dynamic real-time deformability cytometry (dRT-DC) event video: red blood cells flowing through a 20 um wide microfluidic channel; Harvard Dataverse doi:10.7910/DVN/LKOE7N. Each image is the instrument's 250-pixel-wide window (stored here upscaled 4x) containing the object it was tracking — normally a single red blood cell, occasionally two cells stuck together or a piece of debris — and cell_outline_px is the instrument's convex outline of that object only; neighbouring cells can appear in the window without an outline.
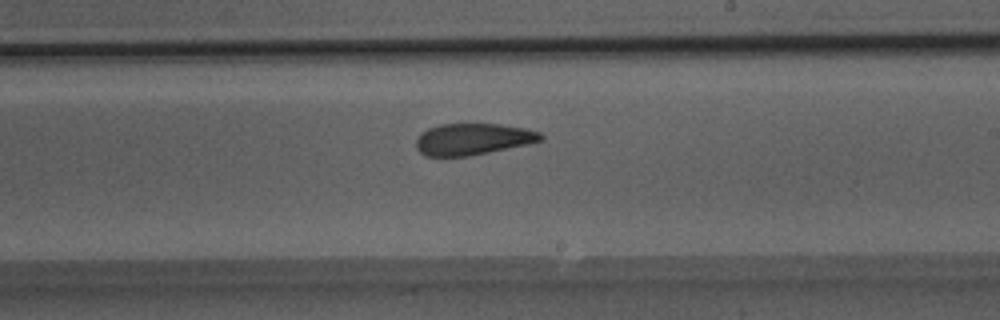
{"species": "Egyptian fruit bat (a non-hibernating species)", "species_latin": "Rousettus aegyptiacus", "temperature_condition": "room temperature", "stored_images_in_passage": 35, "camera_frame_rate_fps": 3000, "um_per_image_px": 0.085, "animal": {"sex": "male"}, "frame": {"image": 1, "passage_image": 22, "time_ms": 7.0, "image_size_px": [1000, 320], "cell_outline_px": [[544, 140], [528, 144], [468, 156], [424, 156], [416, 148], [416, 140], [420, 132], [428, 128], [440, 124], [500, 124], [524, 128], [540, 132], [544, 136]], "centroid_in_image_um": [40.18, 11.82], "position_along_channel_um": 248.8, "area_um2": 22.95}}
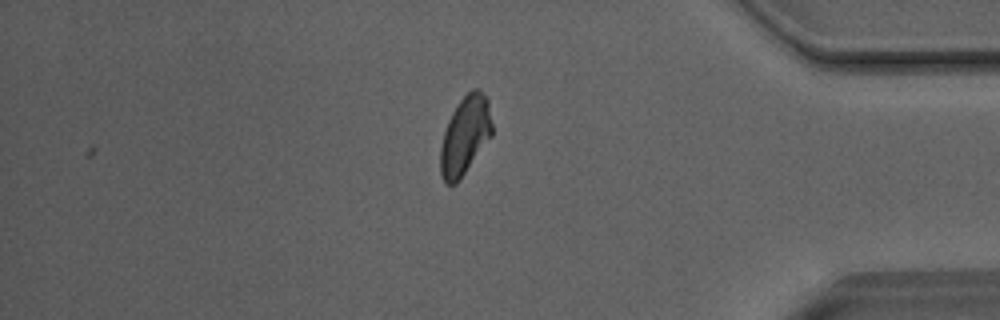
{"frame": {"image": 2, "passage_image": 35, "time_ms": 11.333, "image_size_px": [1000, 320], "cell_outline_px": [[492, 136], [460, 180], [456, 184], [444, 184], [440, 172], [440, 148], [444, 132], [448, 120], [456, 104], [472, 88], [480, 88], [488, 96], [492, 124]], "centroid_in_image_um": [39.54, 11.5], "position_along_channel_um": 395.7, "area_um2": 24.04}, "authors_computed_cell_mechanics": {"area_um2": 24.1604, "velocity_mm_per_s": 4.0422, "shape_relaxation_time_tau1_ms": 9.642, "shape_relaxation_time_tau2_ms": 2.5094, "deformation_change_tau1": 0.2044, "deformation_change_tau2": 0.1042}}